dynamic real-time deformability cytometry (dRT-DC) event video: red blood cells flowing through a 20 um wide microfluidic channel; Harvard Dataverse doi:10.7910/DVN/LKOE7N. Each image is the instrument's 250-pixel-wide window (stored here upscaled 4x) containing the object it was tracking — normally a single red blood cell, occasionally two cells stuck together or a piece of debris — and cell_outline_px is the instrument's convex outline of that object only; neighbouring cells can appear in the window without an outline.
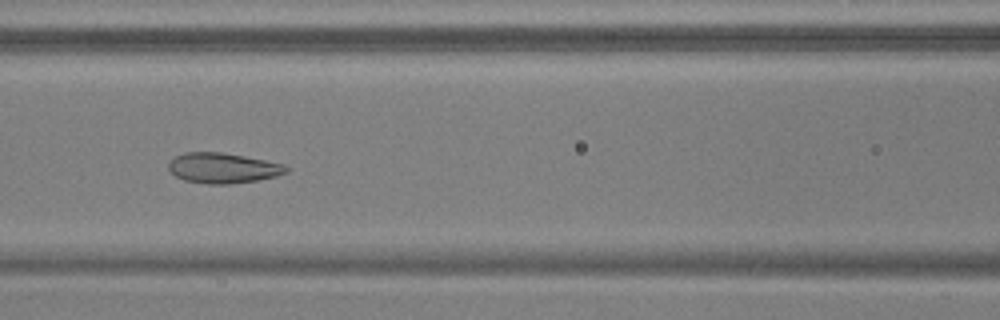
{"species": "common noctule bat (a hibernating species)", "species_latin": "Nyctalus noctula", "temperature_condition": "warm", "stored_images_in_passage": 54, "camera_frame_rate_fps": 3000, "um_per_image_px": 0.085, "animal": {"sex": "male", "body_mass_g": 17.9, "forearm_length_mm": 54.2}, "frame": {"image": 1, "passage_image": 25, "time_ms": 8.0, "image_size_px": [1000, 320], "cell_outline_px": [[288, 172], [276, 176], [256, 180], [228, 184], [208, 184], [184, 180], [176, 176], [168, 168], [168, 160], [184, 152], [220, 152], [244, 156], [284, 164], [288, 168]], "centroid_in_image_um": [18.92, 14.28], "position_along_channel_um": 147.7, "area_um2": 20.69}}
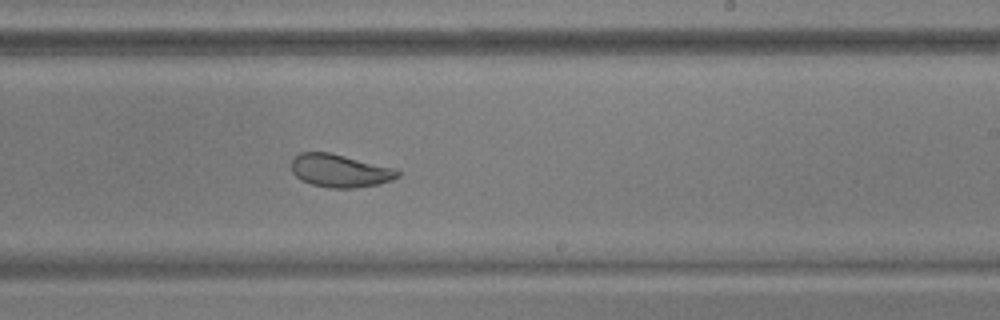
{"frame": {"image": 2, "passage_image": 34, "time_ms": 11.0, "image_size_px": [1000, 320], "cell_outline_px": [[400, 176], [392, 180], [376, 184], [356, 188], [328, 188], [312, 184], [296, 176], [292, 172], [292, 160], [300, 152], [328, 152], [396, 168], [400, 172]], "centroid_in_image_um": [28.92, 14.51], "position_along_channel_um": 260.1, "area_um2": 20.29}}
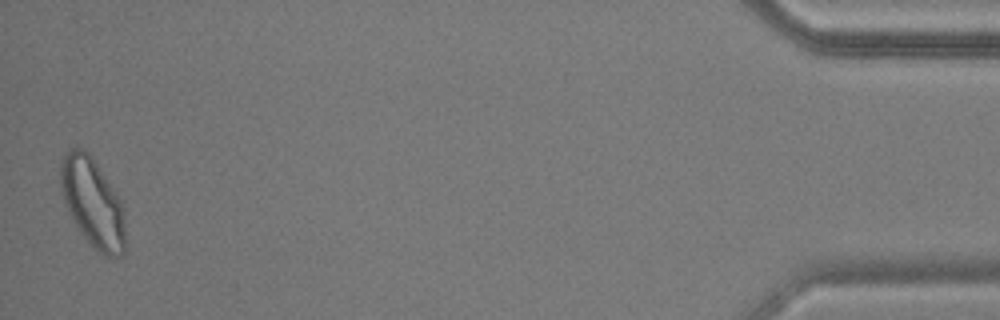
{"frame": {"image": 3, "passage_image": 54, "time_ms": 17.667, "image_size_px": [1000, 320], "cell_outline_px": [[124, 252], [120, 256], [104, 256], [84, 236], [76, 224], [64, 200], [60, 184], [60, 164], [68, 148], [80, 148], [88, 152], [116, 192], [120, 200], [124, 216]], "centroid_in_image_um": [7.87, 17.19], "position_along_channel_um": 427.3, "area_um2": 32.71}, "authors_computed_cell_mechanics": {"area_um2": 23.2934, "velocity_mm_per_s": 3.7613, "shape_relaxation_time_tau1_ms": 3.0073, "shape_relaxation_time_tau2_ms": 1.0514, "deformation_change_tau1": 0.1035, "deformation_change_tau2": 0.0633}}